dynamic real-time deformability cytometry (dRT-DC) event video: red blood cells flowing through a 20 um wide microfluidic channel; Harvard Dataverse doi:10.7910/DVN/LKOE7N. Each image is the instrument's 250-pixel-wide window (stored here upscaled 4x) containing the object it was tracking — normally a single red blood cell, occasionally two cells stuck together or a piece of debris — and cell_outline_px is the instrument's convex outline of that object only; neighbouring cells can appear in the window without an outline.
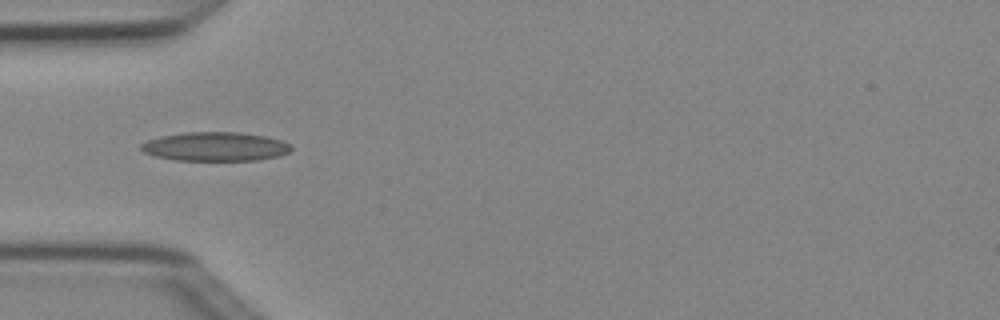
{"species": "Egyptian fruit bat (a non-hibernating species)", "species_latin": "Rousettus aegyptiacus", "temperature_condition": "cold", "stored_images_in_passage": 5, "camera_frame_rate_fps": 3000, "um_per_image_px": 0.085, "animal": {"sex": "female"}, "frame": {"image": 1, "passage_image": 4, "time_ms": 1.0, "image_size_px": [1000, 320], "cell_outline_px": [[292, 148], [288, 152], [280, 156], [260, 160], [176, 160], [156, 156], [144, 152], [140, 148], [140, 144], [148, 140], [160, 136], [184, 132], [240, 132], [264, 136], [280, 140], [292, 144]], "centroid_in_image_um": [18.31, 12.45], "position_along_channel_um": 66.7, "area_um2": 25.37}}
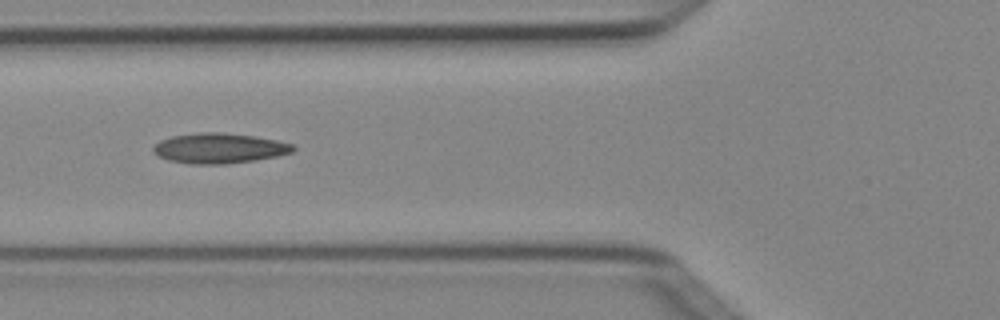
{"frame": {"image": 2, "passage_image": 5, "time_ms": 1.333, "image_size_px": [1000, 320], "cell_outline_px": [[296, 148], [292, 152], [276, 156], [256, 160], [224, 164], [192, 164], [168, 160], [152, 152], [152, 148], [160, 140], [172, 136], [196, 132], [224, 132], [256, 136], [276, 140], [292, 144]], "centroid_in_image_um": [18.62, 12.59], "position_along_channel_um": 107.2, "area_um2": 24.68}}